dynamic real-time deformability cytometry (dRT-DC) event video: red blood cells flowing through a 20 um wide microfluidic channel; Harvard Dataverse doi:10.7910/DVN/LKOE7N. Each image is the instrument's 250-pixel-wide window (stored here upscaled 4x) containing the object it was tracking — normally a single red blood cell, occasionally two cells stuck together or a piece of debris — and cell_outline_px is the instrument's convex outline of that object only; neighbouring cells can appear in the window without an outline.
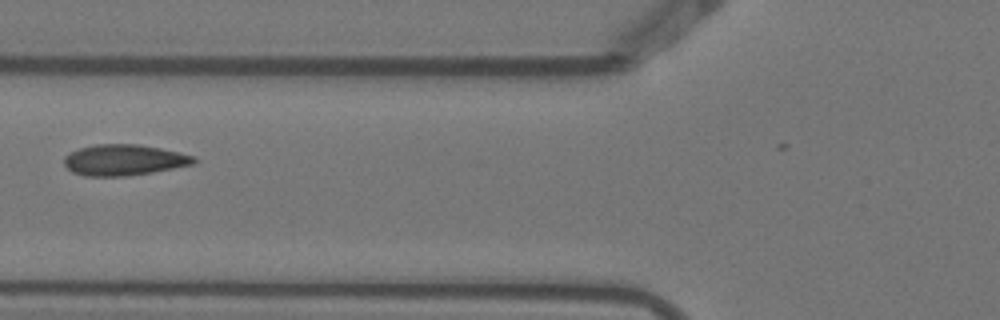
{"species": "Egyptian fruit bat (a non-hibernating species)", "species_latin": "Rousettus aegyptiacus", "temperature_condition": "warm", "stored_images_in_passage": 8, "camera_frame_rate_fps": 3000, "um_per_image_px": 0.085, "animal": {"sex": "female"}, "frame": {"image": 1, "passage_image": 8, "time_ms": 2.333, "image_size_px": [1000, 320], "cell_outline_px": [[196, 164], [152, 172], [124, 176], [84, 176], [72, 172], [64, 164], [64, 156], [80, 148], [96, 144], [140, 144], [160, 148], [196, 156]], "centroid_in_image_um": [10.56, 13.6], "position_along_channel_um": 115.2, "area_um2": 23.41}}